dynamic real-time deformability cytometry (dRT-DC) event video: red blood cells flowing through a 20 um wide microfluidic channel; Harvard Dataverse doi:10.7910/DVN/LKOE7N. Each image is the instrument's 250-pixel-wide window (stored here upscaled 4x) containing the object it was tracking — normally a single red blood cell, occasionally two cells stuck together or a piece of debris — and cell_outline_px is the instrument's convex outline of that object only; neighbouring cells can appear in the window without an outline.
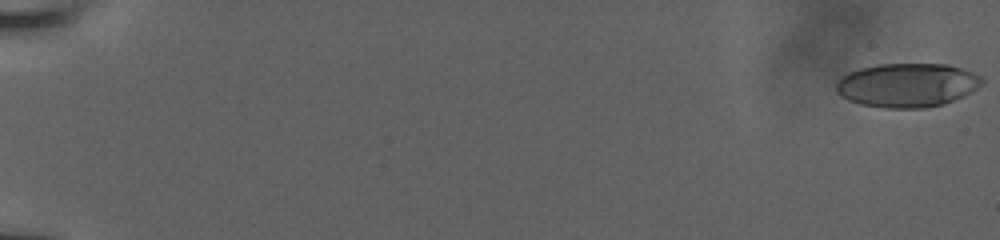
{"species": "human", "species_latin": "Homo sapiens", "temperature_condition": "room temperature", "stored_images_in_passage": 14, "camera_frame_rate_fps": 3000, "um_per_image_px": 0.085, "donor": {"sex": "male"}, "frame": {"image": 1, "passage_image": 1, "time_ms": 0.0, "image_size_px": [1000, 240], "cell_outline_px": [[984, 84], [972, 92], [952, 100], [940, 104], [924, 108], [884, 108], [860, 104], [848, 100], [836, 92], [836, 84], [840, 76], [848, 72], [860, 68], [876, 64], [948, 64], [972, 72], [980, 76], [984, 80]], "centroid_in_image_um": [77.09, 7.23], "position_along_channel_um": 7.9, "area_um2": 37.45}}
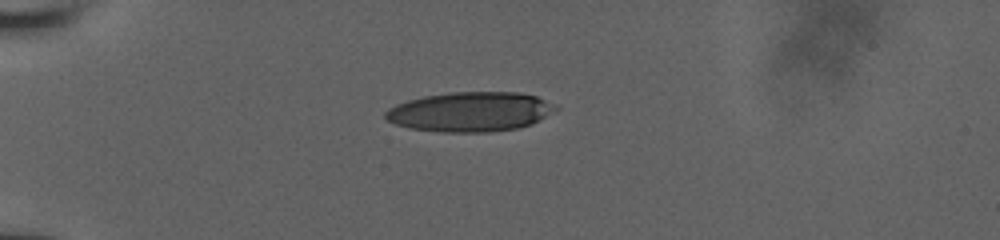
{"frame": {"image": 2, "passage_image": 10, "time_ms": 5.667, "image_size_px": [1000, 240], "cell_outline_px": [[560, 108], [532, 124], [516, 128], [488, 132], [444, 132], [408, 128], [396, 124], [388, 120], [384, 116], [384, 112], [388, 108], [396, 104], [408, 100], [424, 96], [452, 92], [520, 92], [536, 96], [556, 104]], "centroid_in_image_um": [39.98, 9.49], "position_along_channel_um": 45.0, "area_um2": 39.42}}
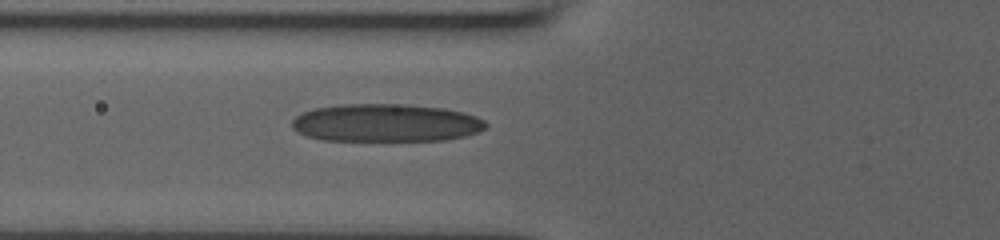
{"frame": {"image": 3, "passage_image": 14, "time_ms": 8.0, "image_size_px": [1000, 240], "cell_outline_px": [[488, 124], [480, 132], [464, 136], [444, 140], [324, 140], [308, 136], [292, 128], [292, 120], [296, 116], [312, 108], [340, 104], [404, 104], [444, 108], [476, 116], [484, 120]], "centroid_in_image_um": [32.8, 10.43], "position_along_channel_um": 93.0, "area_um2": 42.66}}